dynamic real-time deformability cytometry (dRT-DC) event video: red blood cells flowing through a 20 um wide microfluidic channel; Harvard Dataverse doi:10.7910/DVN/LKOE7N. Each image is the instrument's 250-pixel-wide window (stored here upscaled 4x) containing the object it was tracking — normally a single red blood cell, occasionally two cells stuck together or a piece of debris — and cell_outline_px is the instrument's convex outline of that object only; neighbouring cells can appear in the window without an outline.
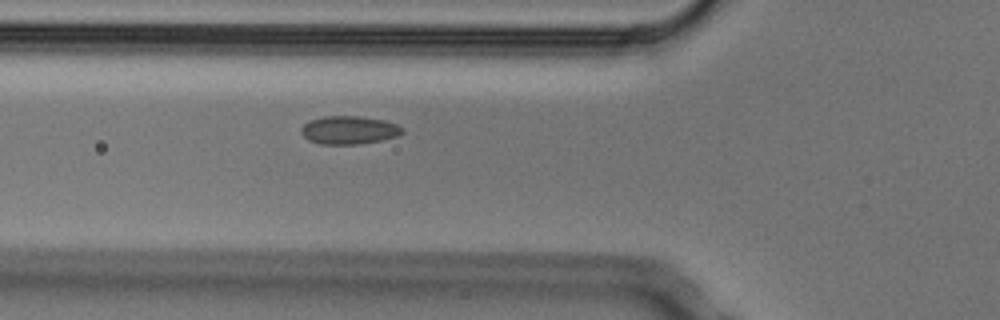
{"species": "Egyptian fruit bat (a non-hibernating species)", "species_latin": "Rousettus aegyptiacus", "temperature_condition": "cold", "stored_images_in_passage": 2, "camera_frame_rate_fps": 3000, "um_per_image_px": 0.085, "animal": {"sex": "male"}, "frame": {"image": 1, "passage_image": 2, "time_ms": 0.333, "image_size_px": [1000, 320], "cell_outline_px": [[404, 132], [396, 136], [380, 140], [360, 144], [320, 144], [308, 140], [300, 132], [300, 128], [308, 120], [324, 116], [360, 116], [384, 120], [396, 124], [404, 128]], "centroid_in_image_um": [29.64, 11.05], "position_along_channel_um": 96.2, "area_um2": 16.7}}